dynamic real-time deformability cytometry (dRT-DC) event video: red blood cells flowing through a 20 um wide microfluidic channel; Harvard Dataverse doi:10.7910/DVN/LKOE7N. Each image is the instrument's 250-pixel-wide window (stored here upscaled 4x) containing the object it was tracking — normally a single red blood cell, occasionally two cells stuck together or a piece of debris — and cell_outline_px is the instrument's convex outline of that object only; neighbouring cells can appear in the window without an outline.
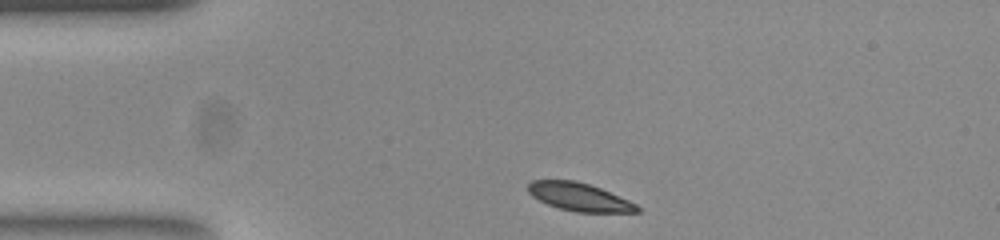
{"species": "common noctule bat (a hibernating species)", "species_latin": "Nyctalus noctula", "temperature_condition": "room temperature", "stored_images_in_passage": 34, "camera_frame_rate_fps": 3000, "um_per_image_px": 0.085, "animal": {"sex": "female", "body_mass_g": 23.0, "forearm_length_mm": 53.4}, "frame": {"image": 1, "passage_image": 1, "time_ms": 0.0, "image_size_px": [1000, 240], "cell_outline_px": [[640, 212], [576, 212], [560, 208], [548, 204], [532, 196], [528, 192], [528, 184], [532, 180], [576, 180], [600, 188], [628, 200], [636, 204], [640, 208]], "centroid_in_image_um": [49.23, 16.74], "position_along_channel_um": 35.8, "area_um2": 17.63}}
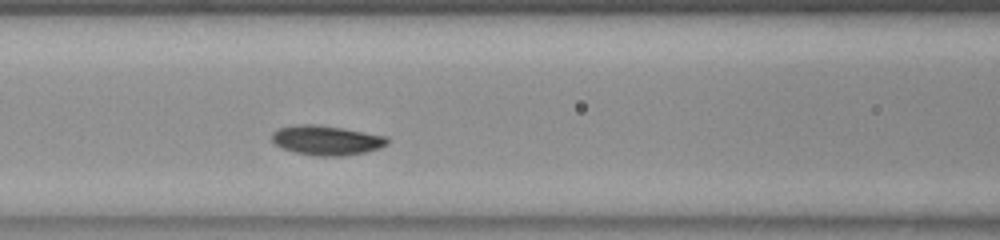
{"frame": {"image": 2, "passage_image": 12, "time_ms": 3.667, "image_size_px": [1000, 240], "cell_outline_px": [[388, 140], [380, 148], [364, 152], [344, 156], [316, 156], [296, 152], [280, 148], [272, 140], [272, 132], [280, 128], [300, 124], [316, 124], [388, 136]], "centroid_in_image_um": [27.73, 11.93], "position_along_channel_um": 138.9, "area_um2": 19.71}}
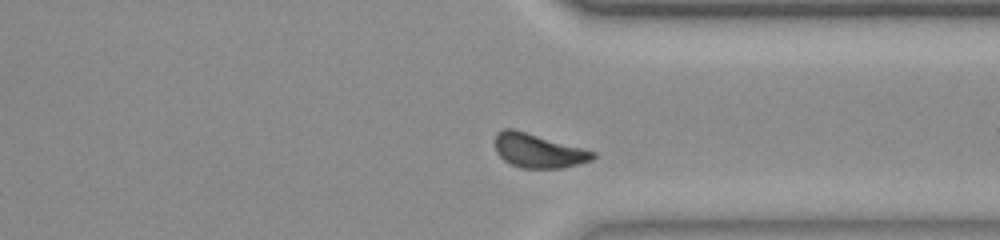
{"frame": {"image": 3, "passage_image": 30, "time_ms": 9.667, "image_size_px": [1000, 240], "cell_outline_px": [[596, 156], [592, 160], [580, 164], [564, 168], [520, 168], [504, 160], [496, 152], [496, 132], [500, 128], [512, 128], [596, 152]], "centroid_in_image_um": [45.75, 12.81], "position_along_channel_um": 365.6, "area_um2": 19.36}, "authors_computed_cell_mechanics": {"area_um2": 19.2763, "velocity_mm_per_s": 3.7923, "shape_relaxation_time_tau1_ms": 2.1372, "shape_relaxation_time_tau2_ms": null, "deformation_change_tau1": 0.1053, "deformation_change_tau2": null}}